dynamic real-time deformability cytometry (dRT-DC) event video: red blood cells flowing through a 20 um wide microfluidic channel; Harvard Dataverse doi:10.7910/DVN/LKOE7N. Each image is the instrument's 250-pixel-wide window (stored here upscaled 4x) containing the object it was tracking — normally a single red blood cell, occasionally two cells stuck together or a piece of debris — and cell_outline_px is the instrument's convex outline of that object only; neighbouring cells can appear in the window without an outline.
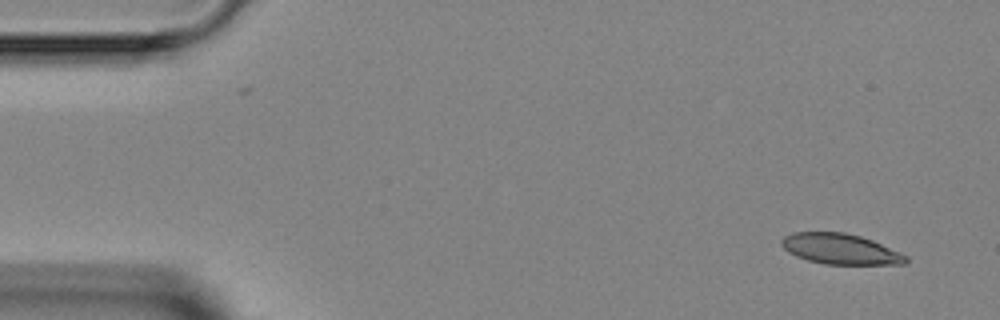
{"species": "Egyptian fruit bat (a non-hibernating species)", "species_latin": "Rousettus aegyptiacus", "temperature_condition": "room temperature", "stored_images_in_passage": 4, "camera_frame_rate_fps": 3000, "um_per_image_px": 0.085, "animal": {"sex": "female"}, "frame": {"image": 1, "passage_image": 1, "time_ms": 0.0, "image_size_px": [1000, 320], "cell_outline_px": [[908, 260], [904, 264], [824, 264], [808, 260], [796, 256], [788, 252], [780, 244], [780, 240], [784, 236], [792, 232], [844, 232], [860, 236], [872, 240], [900, 252], [908, 256]], "centroid_in_image_um": [71.41, 21.16], "position_along_channel_um": 13.6, "area_um2": 22.14}}
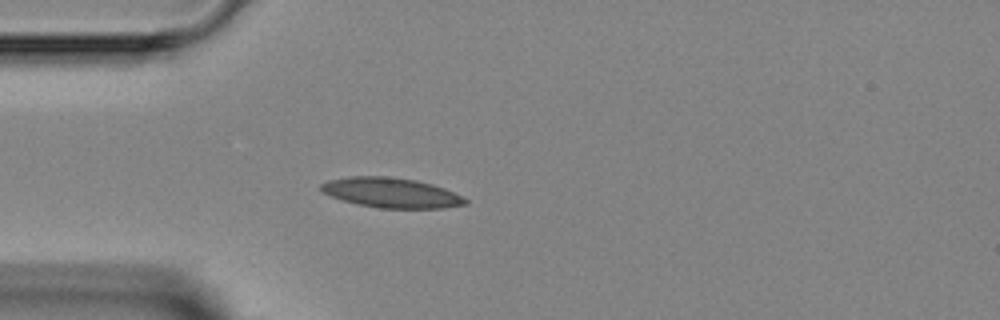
{"frame": {"image": 2, "passage_image": 4, "time_ms": 3.333, "image_size_px": [1000, 320], "cell_outline_px": [[468, 204], [444, 208], [380, 208], [360, 204], [344, 200], [332, 196], [324, 192], [320, 188], [320, 184], [328, 180], [352, 176], [388, 176], [416, 180], [432, 184], [444, 188], [468, 200]], "centroid_in_image_um": [33.27, 16.37], "position_along_channel_um": 51.7, "area_um2": 24.91}}